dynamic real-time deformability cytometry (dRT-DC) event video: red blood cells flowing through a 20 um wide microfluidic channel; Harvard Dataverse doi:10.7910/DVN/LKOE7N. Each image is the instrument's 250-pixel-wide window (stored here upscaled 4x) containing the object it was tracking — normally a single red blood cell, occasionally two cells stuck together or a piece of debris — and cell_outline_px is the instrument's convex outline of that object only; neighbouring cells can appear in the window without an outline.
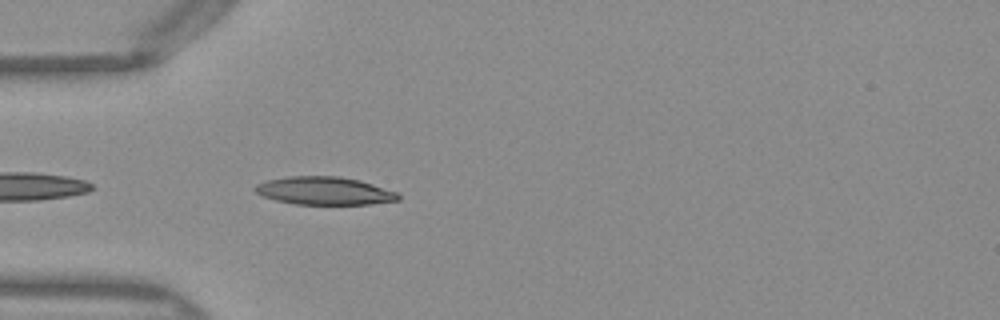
{"species": "Egyptian fruit bat (a non-hibernating species)", "species_latin": "Rousettus aegyptiacus", "temperature_condition": "warm", "stored_images_in_passage": 11, "camera_frame_rate_fps": 3000, "um_per_image_px": 0.085, "frame": {"image": 1, "passage_image": 2, "time_ms": 0.333, "image_size_px": [1000, 320], "cell_outline_px": [[400, 200], [368, 204], [296, 204], [276, 200], [264, 196], [256, 192], [256, 184], [268, 180], [288, 176], [340, 176], [360, 180], [396, 192], [400, 196]], "centroid_in_image_um": [27.59, 16.21], "position_along_channel_um": 57.4, "area_um2": 23.06}}